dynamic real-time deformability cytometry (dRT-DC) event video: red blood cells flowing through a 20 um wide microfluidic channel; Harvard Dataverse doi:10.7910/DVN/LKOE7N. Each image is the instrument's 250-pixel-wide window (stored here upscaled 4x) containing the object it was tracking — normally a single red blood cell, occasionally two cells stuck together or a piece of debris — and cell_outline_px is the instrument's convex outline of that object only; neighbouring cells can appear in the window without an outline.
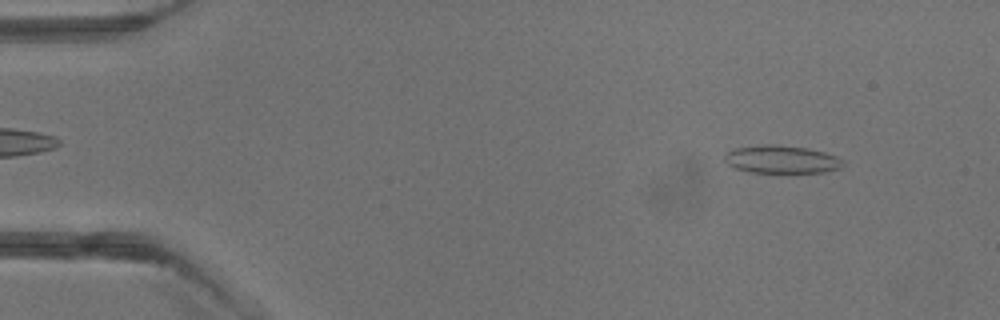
{"species": "common noctule bat (a hibernating species)", "species_latin": "Nyctalus noctula", "temperature_condition": "warm", "stored_images_in_passage": 3, "camera_frame_rate_fps": 3000, "um_per_image_px": 0.085, "animal": {"sex": "male", "body_mass_g": 13.3}, "frame": {"image": 1, "passage_image": 1, "time_ms": 0.0, "image_size_px": [1000, 320], "cell_outline_px": [[844, 164], [840, 168], [824, 172], [748, 172], [736, 168], [728, 164], [724, 160], [724, 152], [736, 148], [760, 144], [776, 144], [808, 148], [824, 152], [836, 156], [844, 160]], "centroid_in_image_um": [66.41, 13.53], "position_along_channel_um": 18.6, "area_um2": 19.36}}
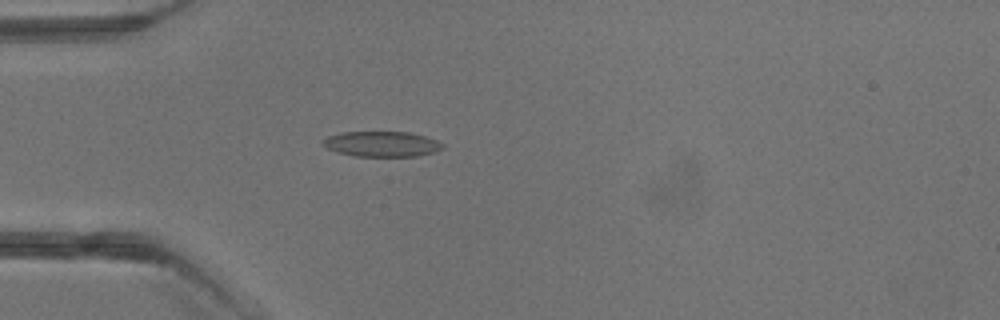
{"frame": {"image": 2, "passage_image": 3, "time_ms": 2.333, "image_size_px": [1000, 320], "cell_outline_px": [[444, 148], [432, 152], [416, 156], [356, 156], [336, 152], [328, 148], [324, 144], [324, 140], [328, 136], [340, 132], [408, 132], [424, 136], [436, 140], [444, 144]], "centroid_in_image_um": [32.46, 12.24], "position_along_channel_um": 52.5, "area_um2": 17.46}}